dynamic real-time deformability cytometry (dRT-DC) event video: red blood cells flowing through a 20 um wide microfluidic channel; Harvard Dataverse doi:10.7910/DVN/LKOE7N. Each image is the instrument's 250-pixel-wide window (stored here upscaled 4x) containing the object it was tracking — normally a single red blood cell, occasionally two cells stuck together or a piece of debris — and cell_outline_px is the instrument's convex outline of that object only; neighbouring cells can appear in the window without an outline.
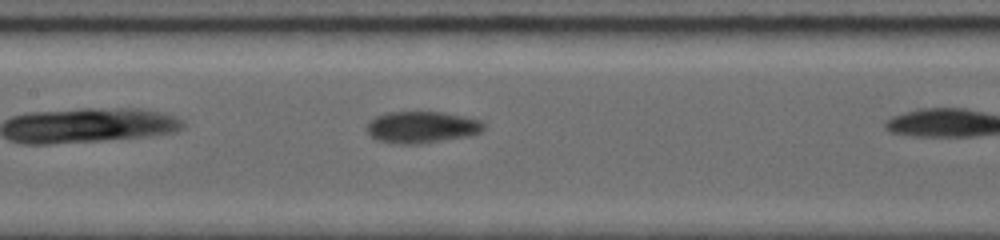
{"species": "common noctule bat (a hibernating species)", "species_latin": "Nyctalus noctula", "temperature_condition": "room temperature", "stored_images_in_passage": 6, "segment_of_instrument_passage": [1, 2], "camera_frame_rate_fps": 5000, "um_per_image_px": 0.085, "animal": {"sex": "female", "body_mass_g": 19.0, "forearm_length_mm": 56.7}, "frame": {"image": 1, "passage_image": 5, "time_ms": 3.4, "image_size_px": [1000, 240], "cell_outline_px": [[484, 128], [480, 132], [432, 140], [380, 140], [372, 136], [368, 132], [368, 124], [376, 116], [388, 112], [440, 112], [480, 120], [484, 124]], "centroid_in_image_um": [35.85, 10.71], "position_along_channel_um": 171.6, "area_um2": 19.42}}